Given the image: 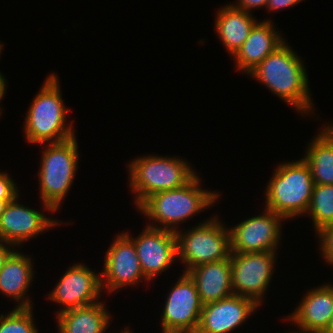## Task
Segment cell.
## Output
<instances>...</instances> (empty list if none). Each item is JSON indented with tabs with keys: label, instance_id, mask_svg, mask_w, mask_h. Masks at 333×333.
Listing matches in <instances>:
<instances>
[{
	"label": "cell",
	"instance_id": "52a82bcc",
	"mask_svg": "<svg viewBox=\"0 0 333 333\" xmlns=\"http://www.w3.org/2000/svg\"><path fill=\"white\" fill-rule=\"evenodd\" d=\"M175 236L177 259L187 266L186 273L201 264L230 258L229 230L215 215L185 232H175Z\"/></svg>",
	"mask_w": 333,
	"mask_h": 333
},
{
	"label": "cell",
	"instance_id": "484cf974",
	"mask_svg": "<svg viewBox=\"0 0 333 333\" xmlns=\"http://www.w3.org/2000/svg\"><path fill=\"white\" fill-rule=\"evenodd\" d=\"M17 188L8 173L0 172V200H14L19 195Z\"/></svg>",
	"mask_w": 333,
	"mask_h": 333
},
{
	"label": "cell",
	"instance_id": "f1b7e54d",
	"mask_svg": "<svg viewBox=\"0 0 333 333\" xmlns=\"http://www.w3.org/2000/svg\"><path fill=\"white\" fill-rule=\"evenodd\" d=\"M10 247H15V246L0 240V270L4 266V263L7 260V258L14 251V249Z\"/></svg>",
	"mask_w": 333,
	"mask_h": 333
},
{
	"label": "cell",
	"instance_id": "8fae6325",
	"mask_svg": "<svg viewBox=\"0 0 333 333\" xmlns=\"http://www.w3.org/2000/svg\"><path fill=\"white\" fill-rule=\"evenodd\" d=\"M104 258V269L100 274L102 291L105 288L109 293L115 292L147 280L141 270L135 244L125 232L117 235Z\"/></svg>",
	"mask_w": 333,
	"mask_h": 333
},
{
	"label": "cell",
	"instance_id": "4fadbf2b",
	"mask_svg": "<svg viewBox=\"0 0 333 333\" xmlns=\"http://www.w3.org/2000/svg\"><path fill=\"white\" fill-rule=\"evenodd\" d=\"M133 240L140 260L141 270L147 281L167 270L177 258L175 232L146 226Z\"/></svg>",
	"mask_w": 333,
	"mask_h": 333
},
{
	"label": "cell",
	"instance_id": "4dcf8cb0",
	"mask_svg": "<svg viewBox=\"0 0 333 333\" xmlns=\"http://www.w3.org/2000/svg\"><path fill=\"white\" fill-rule=\"evenodd\" d=\"M11 201L12 200H0V219H1L2 214L5 211L7 204Z\"/></svg>",
	"mask_w": 333,
	"mask_h": 333
},
{
	"label": "cell",
	"instance_id": "44dd1931",
	"mask_svg": "<svg viewBox=\"0 0 333 333\" xmlns=\"http://www.w3.org/2000/svg\"><path fill=\"white\" fill-rule=\"evenodd\" d=\"M102 302L57 314L58 333H104L110 325V313Z\"/></svg>",
	"mask_w": 333,
	"mask_h": 333
},
{
	"label": "cell",
	"instance_id": "e0dca14e",
	"mask_svg": "<svg viewBox=\"0 0 333 333\" xmlns=\"http://www.w3.org/2000/svg\"><path fill=\"white\" fill-rule=\"evenodd\" d=\"M272 20L257 22L242 47L235 53L237 69L249 74L269 54L281 46L285 39L274 28Z\"/></svg>",
	"mask_w": 333,
	"mask_h": 333
},
{
	"label": "cell",
	"instance_id": "3957f363",
	"mask_svg": "<svg viewBox=\"0 0 333 333\" xmlns=\"http://www.w3.org/2000/svg\"><path fill=\"white\" fill-rule=\"evenodd\" d=\"M60 91L57 75L51 73L26 113L24 136L28 143H57L75 136L72 123L66 125L69 109Z\"/></svg>",
	"mask_w": 333,
	"mask_h": 333
},
{
	"label": "cell",
	"instance_id": "9a60e30c",
	"mask_svg": "<svg viewBox=\"0 0 333 333\" xmlns=\"http://www.w3.org/2000/svg\"><path fill=\"white\" fill-rule=\"evenodd\" d=\"M257 307L252 299L234 294L204 304L196 333H230L254 314Z\"/></svg>",
	"mask_w": 333,
	"mask_h": 333
},
{
	"label": "cell",
	"instance_id": "4316f807",
	"mask_svg": "<svg viewBox=\"0 0 333 333\" xmlns=\"http://www.w3.org/2000/svg\"><path fill=\"white\" fill-rule=\"evenodd\" d=\"M237 1L238 2L233 4V6H235L238 9L251 13L250 11L252 9H258L259 7L266 8L268 0H237Z\"/></svg>",
	"mask_w": 333,
	"mask_h": 333
},
{
	"label": "cell",
	"instance_id": "30bf717a",
	"mask_svg": "<svg viewBox=\"0 0 333 333\" xmlns=\"http://www.w3.org/2000/svg\"><path fill=\"white\" fill-rule=\"evenodd\" d=\"M286 219L268 209L228 229L231 253L277 252L281 222Z\"/></svg>",
	"mask_w": 333,
	"mask_h": 333
},
{
	"label": "cell",
	"instance_id": "5bb4252c",
	"mask_svg": "<svg viewBox=\"0 0 333 333\" xmlns=\"http://www.w3.org/2000/svg\"><path fill=\"white\" fill-rule=\"evenodd\" d=\"M18 197L7 204L0 219V240L15 247L60 224L36 209L19 204Z\"/></svg>",
	"mask_w": 333,
	"mask_h": 333
},
{
	"label": "cell",
	"instance_id": "603a6c76",
	"mask_svg": "<svg viewBox=\"0 0 333 333\" xmlns=\"http://www.w3.org/2000/svg\"><path fill=\"white\" fill-rule=\"evenodd\" d=\"M316 234L333 224V185L314 184L309 208Z\"/></svg>",
	"mask_w": 333,
	"mask_h": 333
},
{
	"label": "cell",
	"instance_id": "f546056e",
	"mask_svg": "<svg viewBox=\"0 0 333 333\" xmlns=\"http://www.w3.org/2000/svg\"><path fill=\"white\" fill-rule=\"evenodd\" d=\"M6 83H7V81H6L5 77L0 72V101L3 99V96L5 95V91H6V88H7Z\"/></svg>",
	"mask_w": 333,
	"mask_h": 333
},
{
	"label": "cell",
	"instance_id": "8992f818",
	"mask_svg": "<svg viewBox=\"0 0 333 333\" xmlns=\"http://www.w3.org/2000/svg\"><path fill=\"white\" fill-rule=\"evenodd\" d=\"M179 157L140 156L128 164L130 189L136 193L138 207L154 193L173 190L187 184L197 173Z\"/></svg>",
	"mask_w": 333,
	"mask_h": 333
},
{
	"label": "cell",
	"instance_id": "7c38bea8",
	"mask_svg": "<svg viewBox=\"0 0 333 333\" xmlns=\"http://www.w3.org/2000/svg\"><path fill=\"white\" fill-rule=\"evenodd\" d=\"M102 292L101 275L82 263L70 266L62 275L48 299L62 305L57 314L98 302Z\"/></svg>",
	"mask_w": 333,
	"mask_h": 333
},
{
	"label": "cell",
	"instance_id": "d6a6232c",
	"mask_svg": "<svg viewBox=\"0 0 333 333\" xmlns=\"http://www.w3.org/2000/svg\"><path fill=\"white\" fill-rule=\"evenodd\" d=\"M120 333H133V332H131V330L130 329H128V328H125L122 332H120Z\"/></svg>",
	"mask_w": 333,
	"mask_h": 333
},
{
	"label": "cell",
	"instance_id": "7a4b0ae2",
	"mask_svg": "<svg viewBox=\"0 0 333 333\" xmlns=\"http://www.w3.org/2000/svg\"><path fill=\"white\" fill-rule=\"evenodd\" d=\"M200 179L196 174L184 186L147 197L137 209L144 216L158 223V226L153 223L147 226L177 232L179 228L176 227L181 224L180 222L183 223L189 217L192 218L196 213L212 206L215 200L219 199L220 194L203 190L199 185Z\"/></svg>",
	"mask_w": 333,
	"mask_h": 333
},
{
	"label": "cell",
	"instance_id": "ac0fdd59",
	"mask_svg": "<svg viewBox=\"0 0 333 333\" xmlns=\"http://www.w3.org/2000/svg\"><path fill=\"white\" fill-rule=\"evenodd\" d=\"M187 273L195 282L203 305L217 302L234 294L230 258L201 264Z\"/></svg>",
	"mask_w": 333,
	"mask_h": 333
},
{
	"label": "cell",
	"instance_id": "2e32d148",
	"mask_svg": "<svg viewBox=\"0 0 333 333\" xmlns=\"http://www.w3.org/2000/svg\"><path fill=\"white\" fill-rule=\"evenodd\" d=\"M332 317L333 285L327 283L307 291L288 320L297 325L300 333H325Z\"/></svg>",
	"mask_w": 333,
	"mask_h": 333
},
{
	"label": "cell",
	"instance_id": "ba28073f",
	"mask_svg": "<svg viewBox=\"0 0 333 333\" xmlns=\"http://www.w3.org/2000/svg\"><path fill=\"white\" fill-rule=\"evenodd\" d=\"M276 254V252L231 253L234 295L250 298L260 306L271 282Z\"/></svg>",
	"mask_w": 333,
	"mask_h": 333
},
{
	"label": "cell",
	"instance_id": "1f68e13d",
	"mask_svg": "<svg viewBox=\"0 0 333 333\" xmlns=\"http://www.w3.org/2000/svg\"><path fill=\"white\" fill-rule=\"evenodd\" d=\"M325 333H333V317H332L330 326L328 327V329L326 330Z\"/></svg>",
	"mask_w": 333,
	"mask_h": 333
},
{
	"label": "cell",
	"instance_id": "836d02e7",
	"mask_svg": "<svg viewBox=\"0 0 333 333\" xmlns=\"http://www.w3.org/2000/svg\"><path fill=\"white\" fill-rule=\"evenodd\" d=\"M2 46H3V45H2V44H0V54H1V52H2V49H3V48H2Z\"/></svg>",
	"mask_w": 333,
	"mask_h": 333
},
{
	"label": "cell",
	"instance_id": "cb8c5ba5",
	"mask_svg": "<svg viewBox=\"0 0 333 333\" xmlns=\"http://www.w3.org/2000/svg\"><path fill=\"white\" fill-rule=\"evenodd\" d=\"M32 307H15L6 316L0 315V333H38Z\"/></svg>",
	"mask_w": 333,
	"mask_h": 333
},
{
	"label": "cell",
	"instance_id": "9c48e42d",
	"mask_svg": "<svg viewBox=\"0 0 333 333\" xmlns=\"http://www.w3.org/2000/svg\"><path fill=\"white\" fill-rule=\"evenodd\" d=\"M202 308L195 282L183 272L167 296L161 316L162 333H196Z\"/></svg>",
	"mask_w": 333,
	"mask_h": 333
},
{
	"label": "cell",
	"instance_id": "6da1fadb",
	"mask_svg": "<svg viewBox=\"0 0 333 333\" xmlns=\"http://www.w3.org/2000/svg\"><path fill=\"white\" fill-rule=\"evenodd\" d=\"M248 75L263 83L281 100L293 106L298 113L309 114L313 99L309 91L304 63L291 46L284 42L269 54Z\"/></svg>",
	"mask_w": 333,
	"mask_h": 333
},
{
	"label": "cell",
	"instance_id": "d4e9b609",
	"mask_svg": "<svg viewBox=\"0 0 333 333\" xmlns=\"http://www.w3.org/2000/svg\"><path fill=\"white\" fill-rule=\"evenodd\" d=\"M321 242V254L324 260L333 265V224L324 227L317 233Z\"/></svg>",
	"mask_w": 333,
	"mask_h": 333
},
{
	"label": "cell",
	"instance_id": "7402d4cb",
	"mask_svg": "<svg viewBox=\"0 0 333 333\" xmlns=\"http://www.w3.org/2000/svg\"><path fill=\"white\" fill-rule=\"evenodd\" d=\"M303 159L308 163L314 184L333 185V140L323 130L314 137Z\"/></svg>",
	"mask_w": 333,
	"mask_h": 333
},
{
	"label": "cell",
	"instance_id": "ffe728a7",
	"mask_svg": "<svg viewBox=\"0 0 333 333\" xmlns=\"http://www.w3.org/2000/svg\"><path fill=\"white\" fill-rule=\"evenodd\" d=\"M216 15L215 29L217 35L228 53L233 57L248 38L257 20L251 13L238 9L232 4L221 7Z\"/></svg>",
	"mask_w": 333,
	"mask_h": 333
},
{
	"label": "cell",
	"instance_id": "5b68a950",
	"mask_svg": "<svg viewBox=\"0 0 333 333\" xmlns=\"http://www.w3.org/2000/svg\"><path fill=\"white\" fill-rule=\"evenodd\" d=\"M78 142L75 136L62 142L49 143L43 149L38 170L43 208L56 212L66 197L78 167Z\"/></svg>",
	"mask_w": 333,
	"mask_h": 333
},
{
	"label": "cell",
	"instance_id": "83f0119b",
	"mask_svg": "<svg viewBox=\"0 0 333 333\" xmlns=\"http://www.w3.org/2000/svg\"><path fill=\"white\" fill-rule=\"evenodd\" d=\"M300 2H302V0H268L266 9L268 8L270 11H277L278 9L282 10L292 7Z\"/></svg>",
	"mask_w": 333,
	"mask_h": 333
},
{
	"label": "cell",
	"instance_id": "277c9868",
	"mask_svg": "<svg viewBox=\"0 0 333 333\" xmlns=\"http://www.w3.org/2000/svg\"><path fill=\"white\" fill-rule=\"evenodd\" d=\"M274 170L266 186L265 208L286 220L306 214L314 187L308 163L301 158L279 164Z\"/></svg>",
	"mask_w": 333,
	"mask_h": 333
},
{
	"label": "cell",
	"instance_id": "d6986e66",
	"mask_svg": "<svg viewBox=\"0 0 333 333\" xmlns=\"http://www.w3.org/2000/svg\"><path fill=\"white\" fill-rule=\"evenodd\" d=\"M34 274L31 258L14 250L0 270V292L16 300L18 306L15 307H33L31 299L25 297V294L28 292Z\"/></svg>",
	"mask_w": 333,
	"mask_h": 333
}]
</instances>
